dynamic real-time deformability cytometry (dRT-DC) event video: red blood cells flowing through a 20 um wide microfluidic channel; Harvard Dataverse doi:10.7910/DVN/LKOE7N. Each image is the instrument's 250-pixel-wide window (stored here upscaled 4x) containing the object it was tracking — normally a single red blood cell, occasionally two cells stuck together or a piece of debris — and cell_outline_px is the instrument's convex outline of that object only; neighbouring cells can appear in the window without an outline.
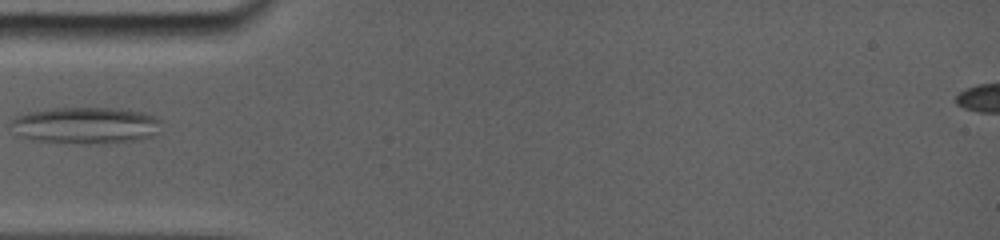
{"species": "common noctule bat (a hibernating species)", "species_latin": "Nyctalus noctula", "temperature_condition": "room temperature", "stored_images_in_passage": 27, "camera_frame_rate_fps": 5000, "um_per_image_px": 0.085, "animal": {"sex": "female", "body_mass_g": 19.0, "forearm_length_mm": 56.7}, "frame": {"image": 1, "passage_image": 9, "time_ms": 5.4, "image_size_px": [1000, 240], "cell_outline_px": [[160, 120], [140, 136], [120, 140], [44, 140], [28, 136], [12, 120], [16, 116], [28, 112], [56, 108], [120, 108], [140, 112], [152, 116]], "centroid_in_image_um": [7.21, 10.53], "position_along_channel_um": 77.8, "area_um2": 27.98}}
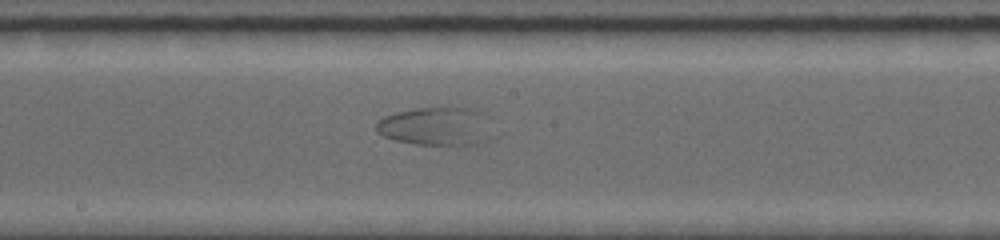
{"frame": {"image": 2, "passage_image": 15, "time_ms": 9.2, "image_size_px": [1000, 240], "cell_outline_px": [[476, 112], [464, 144], [416, 144], [396, 140], [384, 136], [376, 128], [376, 124], [384, 116], [396, 112], [416, 108], [464, 108]], "centroid_in_image_um": [36.39, 10.68], "position_along_channel_um": 211.8, "area_um2": 21.44}}
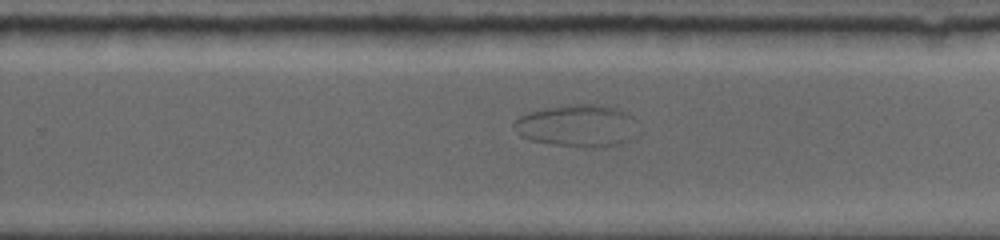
{"frame": {"image": 3, "passage_image": 18, "time_ms": 11.2, "image_size_px": [1000, 240], "cell_outline_px": [[632, 136], [624, 144], [604, 148], [584, 148], [552, 144], [532, 140], [520, 136], [512, 128], [512, 124], [520, 116], [532, 112], [548, 108], [572, 104], [592, 104], [616, 108], [628, 112], [632, 116]], "centroid_in_image_um": [49.04, 10.72], "position_along_channel_um": 280.8, "area_um2": 30.29}}